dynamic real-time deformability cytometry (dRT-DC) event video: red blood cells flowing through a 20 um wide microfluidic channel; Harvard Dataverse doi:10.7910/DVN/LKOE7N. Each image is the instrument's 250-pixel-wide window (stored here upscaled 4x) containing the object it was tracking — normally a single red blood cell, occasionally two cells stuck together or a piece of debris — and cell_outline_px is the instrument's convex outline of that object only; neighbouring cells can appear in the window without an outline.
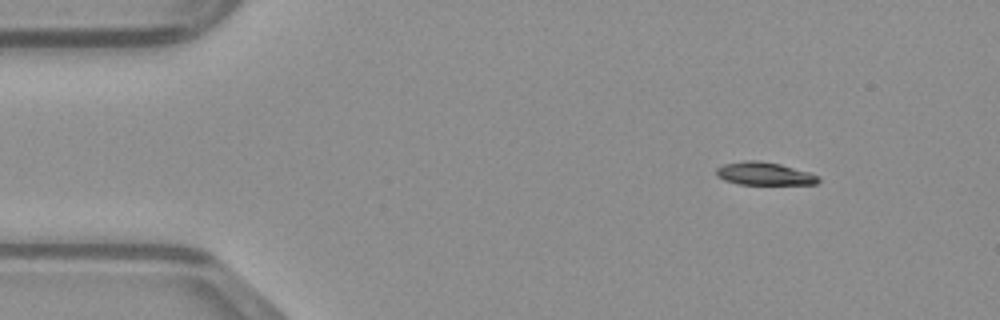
{"species": "common noctule bat (a hibernating species)", "species_latin": "Nyctalus noctula", "temperature_condition": "warm", "stored_images_in_passage": 44, "camera_frame_rate_fps": 3000, "um_per_image_px": 0.085, "animal": {"sex": "male", "body_mass_g": 23.1, "forearm_length_mm": 52.7}, "frame": {"image": 1, "passage_image": 1, "time_ms": 0.0, "image_size_px": [1000, 320], "cell_outline_px": [[820, 180], [816, 184], [740, 184], [724, 180], [716, 176], [716, 168], [724, 164], [744, 160], [760, 160], [780, 164], [808, 172], [820, 176]], "centroid_in_image_um": [64.95, 14.75], "position_along_channel_um": 20.1, "area_um2": 13.64}}
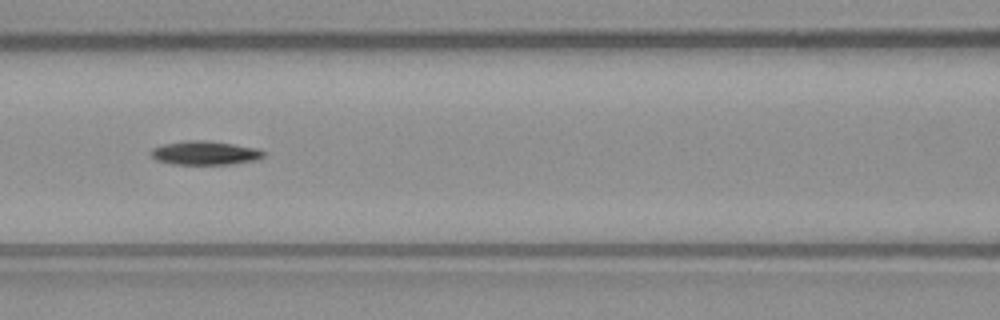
{"frame": {"image": 2, "passage_image": 16, "time_ms": 5.0, "image_size_px": [1000, 320], "cell_outline_px": [[264, 156], [260, 160], [232, 164], [172, 164], [156, 160], [152, 156], [152, 148], [164, 144], [188, 140], [200, 140], [232, 144], [256, 148], [264, 152]], "centroid_in_image_um": [17.44, 13.01], "position_along_channel_um": 149.2, "area_um2": 15.49}}
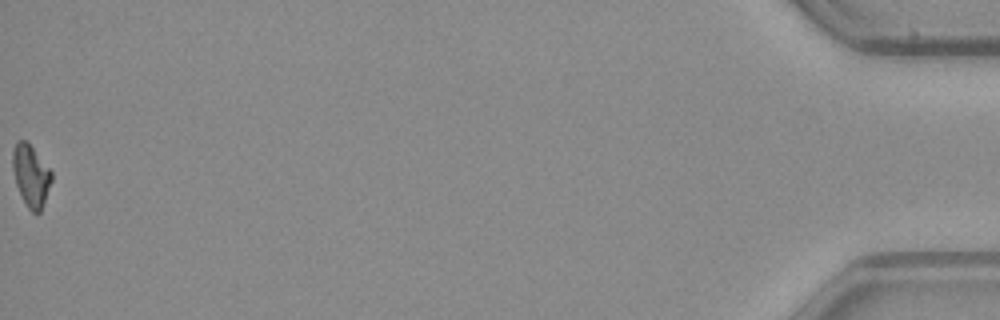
{"frame": {"image": 3, "passage_image": 44, "time_ms": 14.333, "image_size_px": [1000, 320], "cell_outline_px": [[52, 180], [40, 212], [36, 216], [28, 208], [16, 184], [12, 168], [12, 152], [16, 140], [28, 140], [52, 172]], "centroid_in_image_um": [2.62, 14.89], "position_along_channel_um": 432.6, "area_um2": 14.1}}